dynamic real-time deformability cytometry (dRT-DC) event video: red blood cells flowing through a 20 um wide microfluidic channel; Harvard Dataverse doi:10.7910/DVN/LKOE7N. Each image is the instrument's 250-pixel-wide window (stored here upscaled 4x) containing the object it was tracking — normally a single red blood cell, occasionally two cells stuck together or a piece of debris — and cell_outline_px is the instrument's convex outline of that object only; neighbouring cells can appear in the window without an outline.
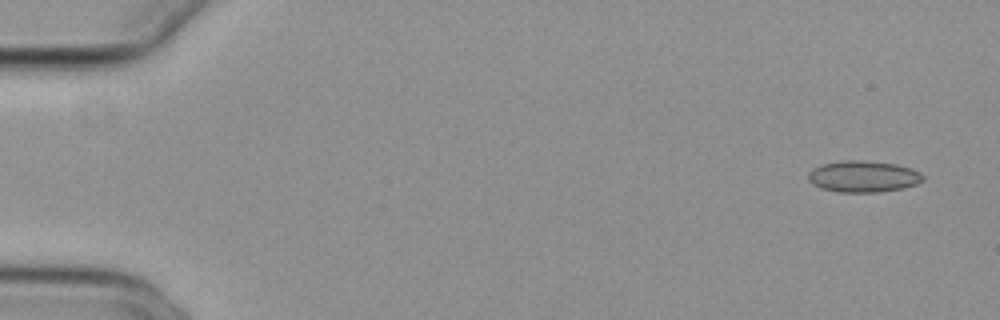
{"species": "common noctule bat (a hibernating species)", "species_latin": "Nyctalus noctula", "temperature_condition": "cold", "stored_images_in_passage": 43, "camera_frame_rate_fps": 3000, "um_per_image_px": 0.085, "animal": {"sex": "female", "body_mass_g": 29.2, "forearm_length_mm": 56.3}, "frame": {"image": 1, "passage_image": 2, "time_ms": 0.333, "image_size_px": [1000, 320], "cell_outline_px": [[924, 180], [916, 184], [900, 188], [880, 192], [840, 192], [820, 188], [812, 184], [808, 180], [808, 172], [812, 168], [824, 164], [844, 160], [864, 160], [896, 164], [912, 168], [920, 172], [924, 176]], "centroid_in_image_um": [73.37, 14.99], "position_along_channel_um": 11.6, "area_um2": 21.1}}
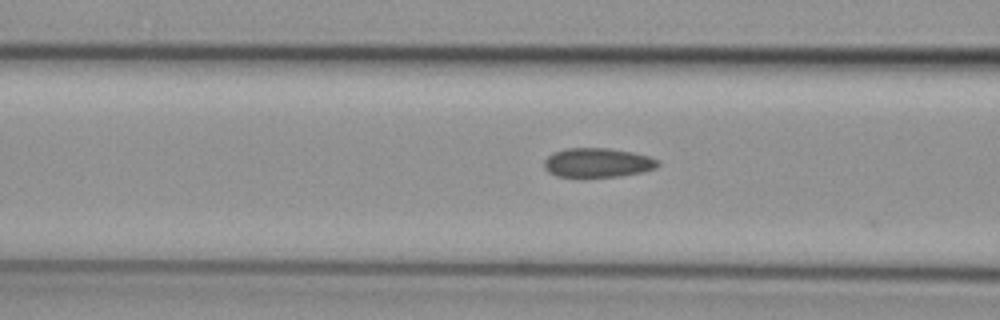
{"frame": {"image": 2, "passage_image": 21, "time_ms": 6.667, "image_size_px": [1000, 320], "cell_outline_px": [[660, 164], [656, 168], [640, 172], [620, 176], [556, 176], [548, 172], [544, 168], [544, 160], [552, 152], [564, 148], [608, 148], [632, 152], [648, 156], [660, 160]], "centroid_in_image_um": [50.78, 13.81], "position_along_channel_um": 115.8, "area_um2": 19.36}}
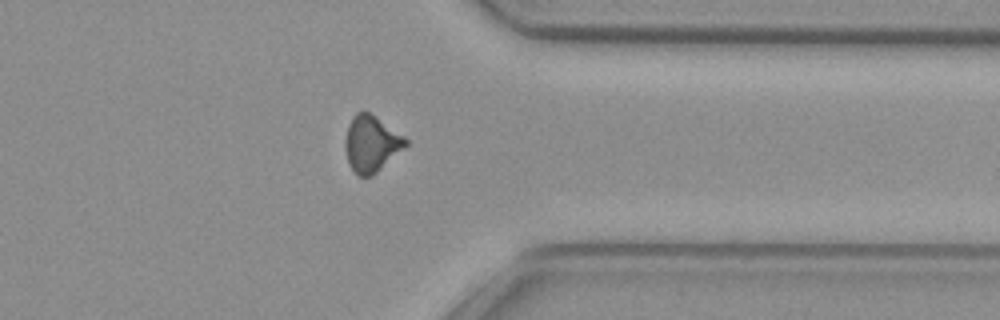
{"frame": {"image": 3, "passage_image": 42, "time_ms": 13.667, "image_size_px": [1000, 320], "cell_outline_px": [[408, 144], [372, 176], [356, 176], [348, 164], [344, 148], [344, 140], [348, 124], [352, 116], [356, 112], [364, 108], [404, 136], [408, 140]], "centroid_in_image_um": [31.51, 12.19], "position_along_channel_um": 379.9, "area_um2": 20.11}}